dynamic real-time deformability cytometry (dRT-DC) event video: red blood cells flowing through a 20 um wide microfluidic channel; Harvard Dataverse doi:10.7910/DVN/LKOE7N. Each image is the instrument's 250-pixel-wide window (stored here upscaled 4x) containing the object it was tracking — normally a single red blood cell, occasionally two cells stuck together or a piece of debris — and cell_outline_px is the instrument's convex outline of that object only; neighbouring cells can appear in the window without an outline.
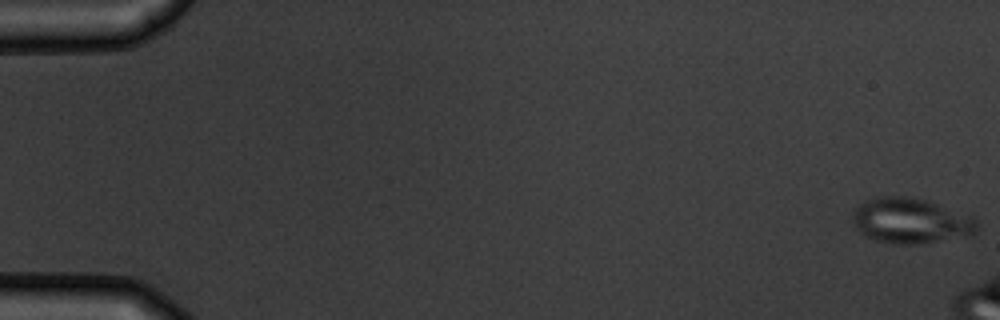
{"species": "common noctule bat (a hibernating species)", "species_latin": "Nyctalus noctula", "temperature_condition": "warm", "stored_images_in_passage": 4, "camera_frame_rate_fps": 3000, "um_per_image_px": 0.085, "animal": {"sex": "male", "body_mass_g": 19.5, "forearm_length_mm": 54.6}, "frame": {"image": 1, "passage_image": 1, "time_ms": 0.0, "image_size_px": [1000, 320], "cell_outline_px": [[976, 232], [968, 236], [916, 244], [892, 244], [876, 240], [864, 236], [856, 228], [852, 220], [852, 212], [860, 204], [868, 200], [880, 196], [908, 196], [928, 200], [976, 216]], "centroid_in_image_um": [77.43, 18.76], "position_along_channel_um": 7.6, "area_um2": 33.23}}